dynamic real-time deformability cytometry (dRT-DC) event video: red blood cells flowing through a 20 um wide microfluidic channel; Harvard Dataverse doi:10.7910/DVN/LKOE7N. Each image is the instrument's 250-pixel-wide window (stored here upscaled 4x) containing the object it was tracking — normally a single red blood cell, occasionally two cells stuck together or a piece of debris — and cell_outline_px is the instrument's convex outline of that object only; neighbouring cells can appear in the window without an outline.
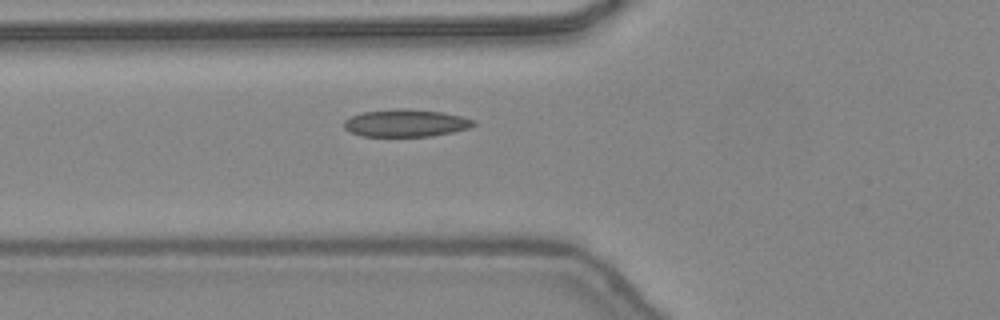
{"species": "common noctule bat (a hibernating species)", "species_latin": "Nyctalus noctula", "temperature_condition": "warm", "stored_images_in_passage": 31, "camera_frame_rate_fps": 3000, "um_per_image_px": 0.085, "animal": {"sex": "female", "body_mass_g": 24.6, "forearm_length_mm": 56.2}, "frame": {"image": 1, "passage_image": 2, "time_ms": 0.333, "image_size_px": [1000, 320], "cell_outline_px": [[476, 124], [472, 128], [452, 132], [428, 136], [360, 136], [348, 132], [344, 128], [344, 120], [360, 112], [396, 108], [440, 112], [460, 116], [476, 120]], "centroid_in_image_um": [34.47, 10.46], "position_along_channel_um": 91.3, "area_um2": 20.75}}
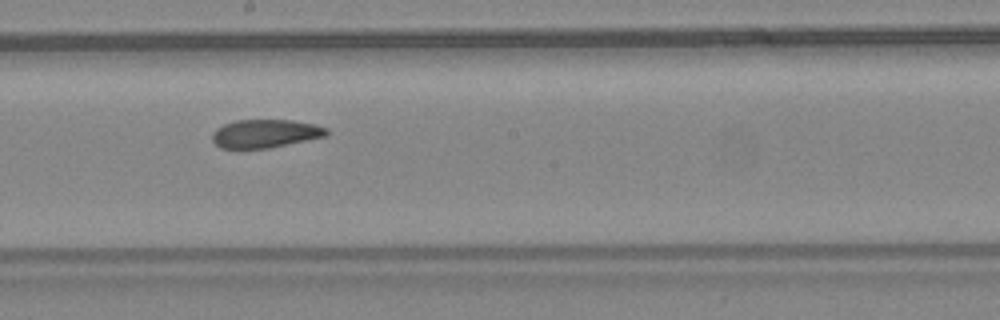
{"frame": {"image": 2, "passage_image": 11, "time_ms": 3.333, "image_size_px": [1000, 320], "cell_outline_px": [[328, 136], [268, 148], [220, 148], [212, 140], [212, 132], [216, 128], [224, 124], [236, 120], [292, 120], [316, 124], [328, 128]], "centroid_in_image_um": [22.57, 11.35], "position_along_channel_um": 225.6, "area_um2": 18.96}}
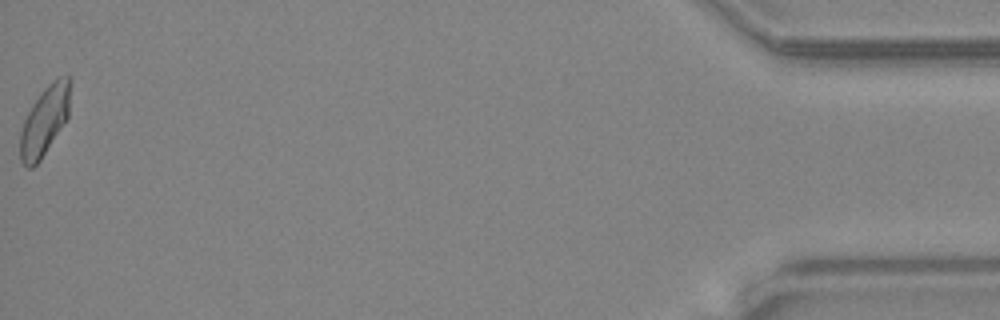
{"frame": {"image": 3, "passage_image": 31, "time_ms": 10.0, "image_size_px": [1000, 320], "cell_outline_px": [[72, 80], [68, 116], [40, 160], [32, 168], [28, 168], [20, 160], [20, 132], [24, 120], [32, 104], [40, 92], [52, 80], [60, 76], [72, 76]], "centroid_in_image_um": [3.81, 10.2], "position_along_channel_um": 431.4, "area_um2": 20.23}}